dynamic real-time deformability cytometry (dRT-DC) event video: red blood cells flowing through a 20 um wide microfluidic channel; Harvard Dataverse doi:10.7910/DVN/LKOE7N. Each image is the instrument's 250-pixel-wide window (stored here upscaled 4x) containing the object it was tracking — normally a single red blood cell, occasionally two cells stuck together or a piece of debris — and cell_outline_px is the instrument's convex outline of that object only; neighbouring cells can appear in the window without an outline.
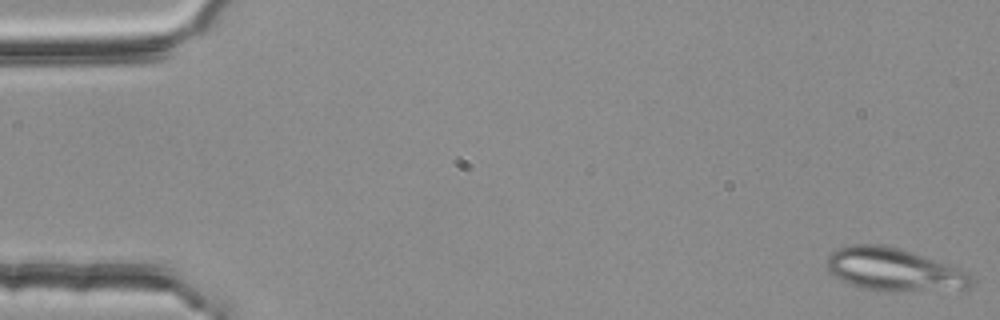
{"species": "common noctule bat (a hibernating species)", "species_latin": "Nyctalus noctula", "temperature_condition": "room temperature", "stored_images_in_passage": 5, "segment_of_instrument_passage": [1, 2], "camera_frame_rate_fps": 3000, "um_per_image_px": 0.085, "animal": {"sex": "female", "body_mass_g": 25.1}, "frame": {"image": 1, "passage_image": 1, "time_ms": 0.0, "image_size_px": [1000, 320], "cell_outline_px": [[972, 284], [968, 288], [892, 292], [888, 292], [864, 288], [840, 280], [828, 272], [828, 256], [836, 248], [852, 244], [880, 244], [900, 248], [912, 252], [968, 272], [972, 276]], "centroid_in_image_um": [75.95, 22.91], "position_along_channel_um": 9.1, "area_um2": 35.89}}